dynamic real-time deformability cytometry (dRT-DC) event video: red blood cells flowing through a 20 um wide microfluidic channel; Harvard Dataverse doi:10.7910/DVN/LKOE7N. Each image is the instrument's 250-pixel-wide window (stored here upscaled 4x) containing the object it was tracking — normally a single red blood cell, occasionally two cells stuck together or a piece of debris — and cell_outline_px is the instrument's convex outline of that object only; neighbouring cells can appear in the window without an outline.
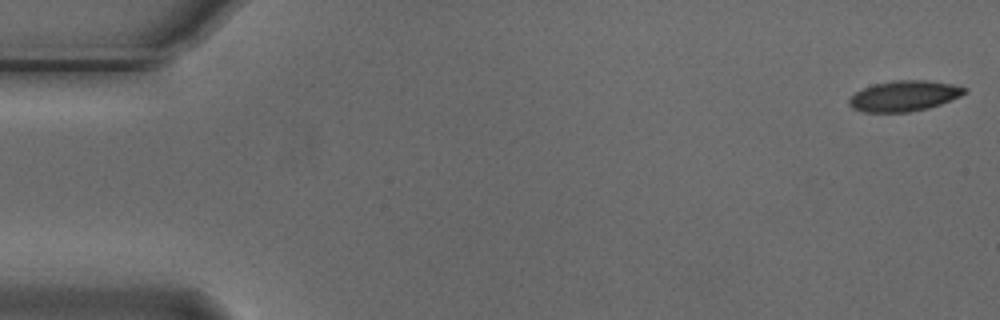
{"species": "Egyptian fruit bat (a non-hibernating species)", "species_latin": "Rousettus aegyptiacus", "temperature_condition": "cold", "stored_images_in_passage": 4, "camera_frame_rate_fps": 3000, "um_per_image_px": 0.085, "animal": {"sex": "male"}, "frame": {"image": 1, "passage_image": 1, "time_ms": 0.0, "image_size_px": [1000, 320], "cell_outline_px": [[968, 92], [960, 96], [940, 104], [928, 108], [908, 112], [864, 112], [852, 108], [848, 104], [848, 100], [856, 92], [864, 88], [876, 84], [892, 80], [928, 80], [952, 84], [968, 88]], "centroid_in_image_um": [76.87, 8.15], "position_along_channel_um": 8.1, "area_um2": 20.52}}